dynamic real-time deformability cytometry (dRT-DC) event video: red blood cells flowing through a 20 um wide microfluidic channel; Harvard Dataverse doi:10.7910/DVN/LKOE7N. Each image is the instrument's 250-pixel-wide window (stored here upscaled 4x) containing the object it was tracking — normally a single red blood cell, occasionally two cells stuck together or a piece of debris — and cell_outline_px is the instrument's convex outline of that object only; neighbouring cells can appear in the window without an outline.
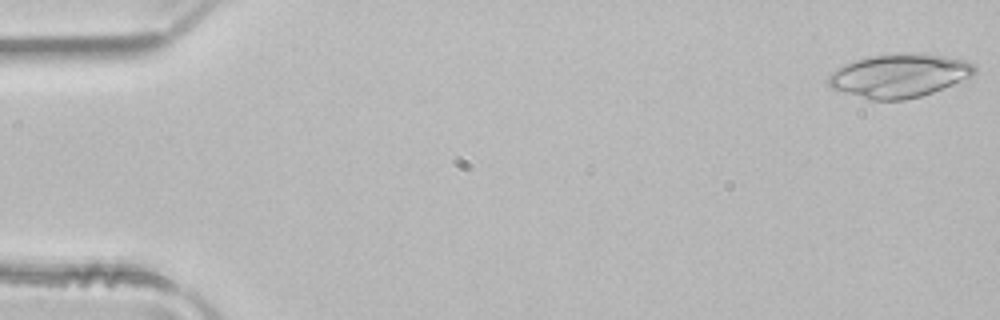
{"species": "common noctule bat (a hibernating species)", "species_latin": "Nyctalus noctula", "temperature_condition": "room temperature", "stored_images_in_passage": 12, "camera_frame_rate_fps": 3000, "um_per_image_px": 0.085, "animal": {"sex": "male", "body_mass_g": 21.5, "forearm_length_mm": 52.0}, "frame": {"image": 1, "passage_image": 1, "time_ms": 0.0, "image_size_px": [1000, 320], "cell_outline_px": [[976, 72], [972, 76], [932, 92], [920, 96], [904, 100], [868, 100], [832, 88], [828, 84], [828, 76], [836, 68], [844, 64], [856, 60], [872, 56], [908, 52], [924, 52], [964, 60], [972, 64], [976, 68]], "centroid_in_image_um": [76.42, 6.42], "position_along_channel_um": 8.6, "area_um2": 37.05}}